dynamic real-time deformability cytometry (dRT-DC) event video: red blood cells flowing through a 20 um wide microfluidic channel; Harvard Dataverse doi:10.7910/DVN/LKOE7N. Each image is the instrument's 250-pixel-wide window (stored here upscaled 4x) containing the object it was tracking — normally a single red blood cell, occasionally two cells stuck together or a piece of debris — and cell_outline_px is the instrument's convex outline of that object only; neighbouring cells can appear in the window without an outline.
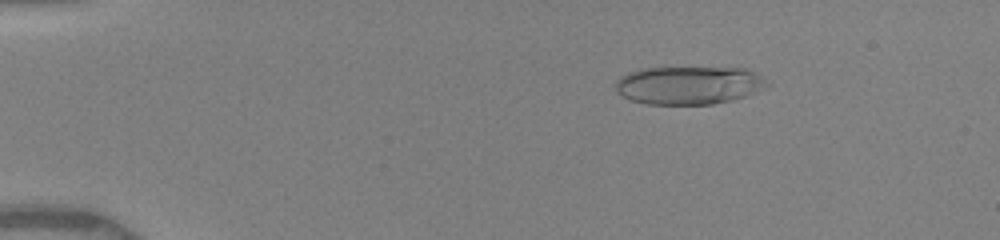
{"species": "human", "species_latin": "Homo sapiens", "temperature_condition": "warm", "stored_images_in_passage": 43, "camera_frame_rate_fps": 3000, "um_per_image_px": 0.085, "donor": {"sex": "female"}, "frame": {"image": 1, "passage_image": 8, "time_ms": 2.667, "image_size_px": [1000, 240], "cell_outline_px": [[768, 84], [756, 92], [732, 100], [712, 104], [648, 104], [632, 100], [616, 92], [616, 80], [620, 76], [628, 72], [640, 68], [748, 68], [760, 76]], "centroid_in_image_um": [58.51, 7.24], "position_along_channel_um": 26.5, "area_um2": 33.47}}
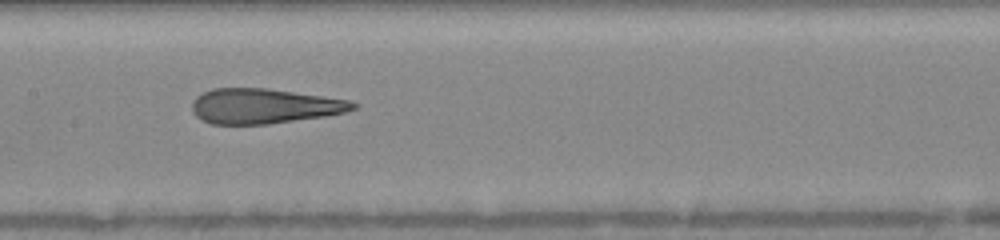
{"frame": {"image": 2, "passage_image": 25, "time_ms": 8.667, "image_size_px": [1000, 240], "cell_outline_px": [[356, 108], [344, 112], [324, 116], [268, 124], [208, 124], [200, 120], [192, 112], [192, 100], [196, 96], [212, 88], [268, 88], [352, 100], [356, 104]], "centroid_in_image_um": [22.4, 9.01], "position_along_channel_um": 185.0, "area_um2": 33.0}}
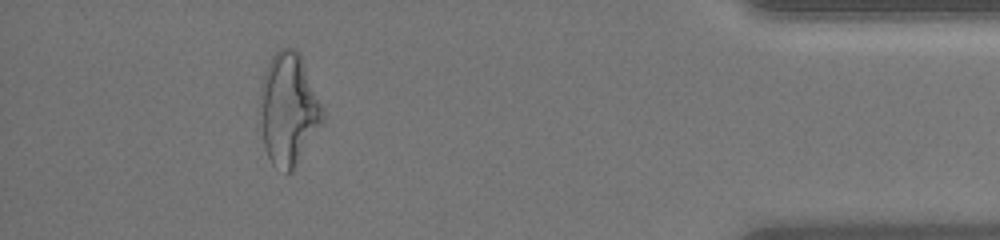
{"frame": {"image": 3, "passage_image": 40, "time_ms": 15.333, "image_size_px": [1000, 240], "cell_outline_px": [[324, 120], [292, 172], [288, 172], [276, 168], [272, 164], [268, 156], [264, 144], [256, 112], [260, 84], [264, 72], [272, 56], [280, 48], [296, 48], [300, 52], [324, 108]], "centroid_in_image_um": [24.48, 9.25], "position_along_channel_um": 410.7, "area_um2": 41.96}, "authors_computed_cell_mechanics": {"area_um2": 34.6222, "velocity_mm_per_s": 4.0578, "shape_relaxation_time_tau1_ms": 6.0403, "shape_relaxation_time_tau2_ms": 1.5041, "deformation_change_tau1": 0.2307, "deformation_change_tau2": 0.1182}}